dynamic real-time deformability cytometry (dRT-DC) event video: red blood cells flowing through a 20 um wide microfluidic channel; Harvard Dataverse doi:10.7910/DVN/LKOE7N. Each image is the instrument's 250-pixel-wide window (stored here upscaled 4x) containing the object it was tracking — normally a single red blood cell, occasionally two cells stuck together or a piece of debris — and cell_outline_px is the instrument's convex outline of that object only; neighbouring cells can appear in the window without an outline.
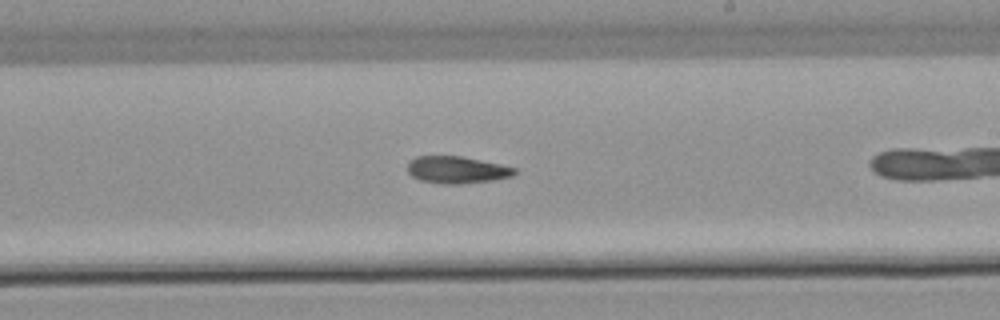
{"species": "common noctule bat (a hibernating species)", "species_latin": "Nyctalus noctula", "temperature_condition": "warm", "stored_images_in_passage": 27, "camera_frame_rate_fps": 3000, "um_per_image_px": 0.085, "animal": {"sex": "male", "body_mass_g": 21.5, "forearm_length_mm": 52.0}, "frame": {"image": 1, "passage_image": 16, "time_ms": 5.0, "image_size_px": [1000, 320], "cell_outline_px": [[516, 172], [512, 176], [492, 180], [460, 184], [444, 184], [420, 180], [412, 176], [408, 172], [408, 164], [416, 156], [460, 156], [500, 164], [516, 168]], "centroid_in_image_um": [38.83, 14.44], "position_along_channel_um": 250.2, "area_um2": 16.7}}